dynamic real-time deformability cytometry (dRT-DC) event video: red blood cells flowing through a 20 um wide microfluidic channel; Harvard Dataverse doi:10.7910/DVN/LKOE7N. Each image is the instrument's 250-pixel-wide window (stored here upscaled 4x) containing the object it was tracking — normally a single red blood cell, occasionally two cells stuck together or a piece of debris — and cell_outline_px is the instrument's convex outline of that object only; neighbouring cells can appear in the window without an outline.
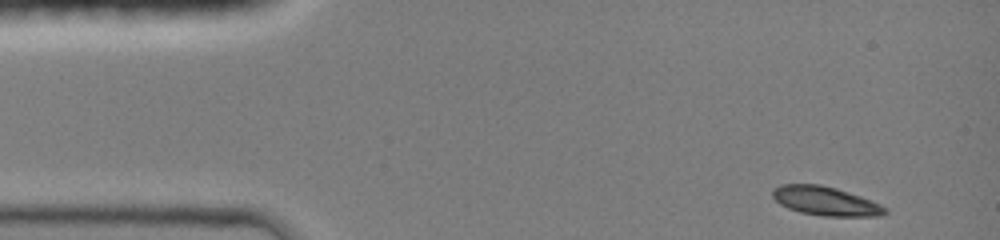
{"species": "common noctule bat (a hibernating species)", "species_latin": "Nyctalus noctula", "temperature_condition": "room temperature", "stored_images_in_passage": 40, "camera_frame_rate_fps": 3000, "um_per_image_px": 0.085, "animal": {"sex": "female", "body_mass_g": 19.0, "forearm_length_mm": 51.5}, "frame": {"image": 1, "passage_image": 1, "time_ms": 0.0, "image_size_px": [1000, 240], "cell_outline_px": [[888, 212], [880, 216], [824, 216], [800, 212], [788, 208], [780, 204], [772, 196], [772, 192], [780, 184], [820, 184], [836, 188], [860, 196], [880, 204], [888, 208]], "centroid_in_image_um": [70.19, 17.09], "position_along_channel_um": 14.8, "area_um2": 18.9}}
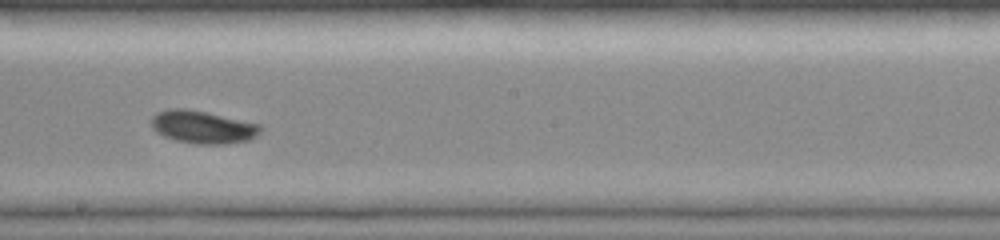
{"frame": {"image": 2, "passage_image": 23, "time_ms": 7.333, "image_size_px": [1000, 240], "cell_outline_px": [[260, 132], [256, 136], [248, 140], [220, 144], [196, 144], [176, 140], [164, 136], [156, 132], [148, 124], [152, 116], [156, 112], [168, 108], [184, 108], [204, 112], [260, 124]], "centroid_in_image_um": [17.15, 10.79], "position_along_channel_um": 231.1, "area_um2": 20.75}}
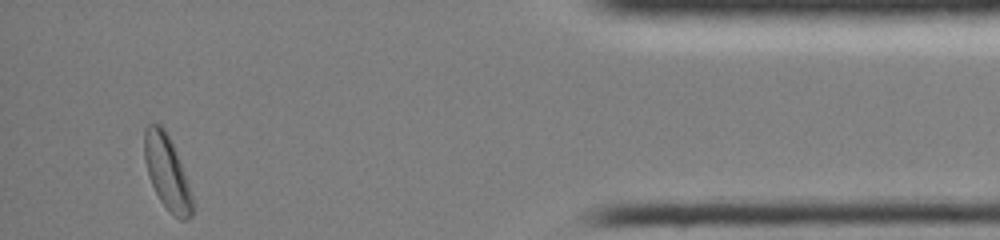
{"frame": {"image": 3, "passage_image": 40, "time_ms": 13.0, "image_size_px": [1000, 240], "cell_outline_px": [[192, 216], [184, 220], [180, 220], [160, 200], [152, 184], [144, 160], [144, 128], [148, 124], [160, 124], [164, 128], [176, 152], [184, 172], [192, 196]], "centroid_in_image_um": [14.18, 14.61], "position_along_channel_um": 421.0, "area_um2": 20.17}, "authors_computed_cell_mechanics": {"area_um2": 19.3919, "velocity_mm_per_s": 4.1635, "shape_relaxation_time_tau1_ms": 2.4882, "shape_relaxation_time_tau2_ms": null, "deformation_change_tau1": 0.0731, "deformation_change_tau2": null}}